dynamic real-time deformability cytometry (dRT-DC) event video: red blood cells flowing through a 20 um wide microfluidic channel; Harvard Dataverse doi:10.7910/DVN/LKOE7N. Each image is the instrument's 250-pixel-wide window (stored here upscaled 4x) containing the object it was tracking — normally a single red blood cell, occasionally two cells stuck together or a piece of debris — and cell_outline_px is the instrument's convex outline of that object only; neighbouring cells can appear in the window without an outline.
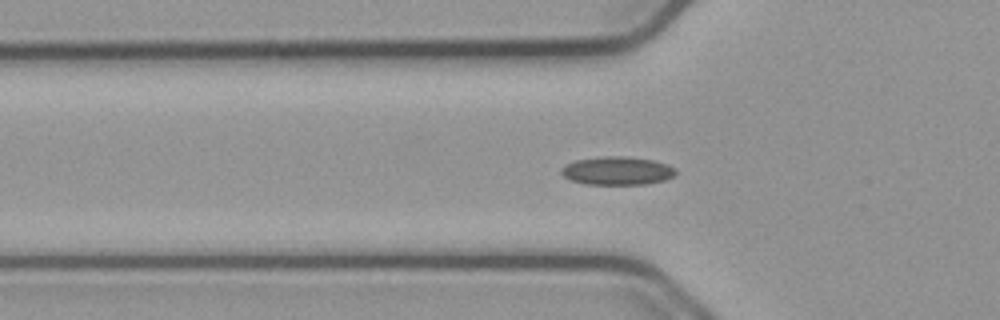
{"species": "common noctule bat (a hibernating species)", "species_latin": "Nyctalus noctula", "temperature_condition": "cold", "stored_images_in_passage": 51, "camera_frame_rate_fps": 3000, "um_per_image_px": 0.085, "animal": {"sex": "male", "body_mass_g": 23.1, "forearm_length_mm": 52.7}, "frame": {"image": 1, "passage_image": 13, "time_ms": 4.0, "image_size_px": [1000, 320], "cell_outline_px": [[676, 176], [664, 180], [644, 184], [584, 184], [572, 180], [564, 176], [560, 172], [560, 168], [564, 164], [576, 160], [608, 156], [620, 156], [652, 160], [668, 164], [676, 168]], "centroid_in_image_um": [52.47, 14.52], "position_along_channel_um": 73.3, "area_um2": 18.84}}
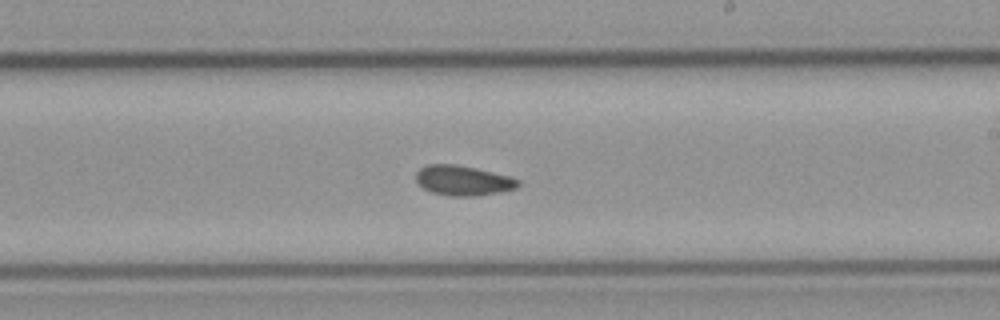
{"frame": {"image": 2, "passage_image": 27, "time_ms": 8.667, "image_size_px": [1000, 320], "cell_outline_px": [[520, 184], [516, 188], [500, 192], [476, 196], [452, 196], [432, 192], [424, 188], [416, 180], [416, 172], [420, 168], [428, 164], [456, 164], [476, 168], [508, 176], [520, 180]], "centroid_in_image_um": [39.36, 15.34], "position_along_channel_um": 249.6, "area_um2": 17.74}}
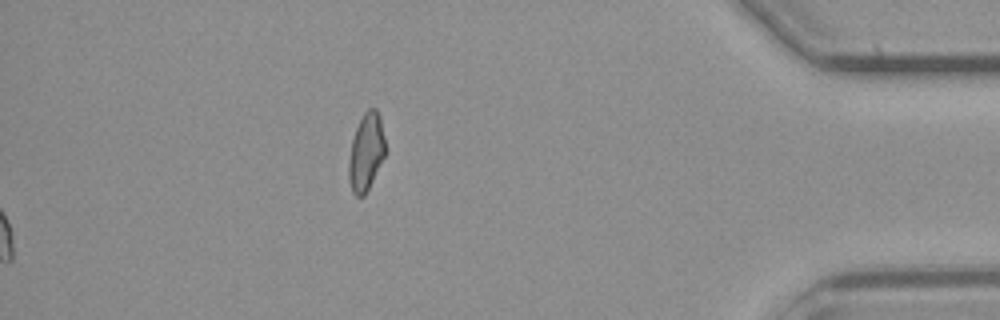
{"frame": {"image": 3, "passage_image": 51, "time_ms": 16.667, "image_size_px": [1000, 320], "cell_outline_px": [[384, 156], [364, 196], [356, 196], [352, 192], [348, 176], [348, 164], [352, 140], [356, 128], [364, 112], [368, 108], [376, 108], [380, 116], [384, 136]], "centroid_in_image_um": [31.1, 12.91], "position_along_channel_um": 404.1, "area_um2": 16.18}, "authors_computed_cell_mechanics": {"area_um2": 17.5134, "velocity_mm_per_s": 3.7579, "shape_relaxation_time_tau1_ms": 10.2589, "shape_relaxation_time_tau2_ms": 4.0933, "deformation_change_tau1": 0.1442, "deformation_change_tau2": 0.0898}}